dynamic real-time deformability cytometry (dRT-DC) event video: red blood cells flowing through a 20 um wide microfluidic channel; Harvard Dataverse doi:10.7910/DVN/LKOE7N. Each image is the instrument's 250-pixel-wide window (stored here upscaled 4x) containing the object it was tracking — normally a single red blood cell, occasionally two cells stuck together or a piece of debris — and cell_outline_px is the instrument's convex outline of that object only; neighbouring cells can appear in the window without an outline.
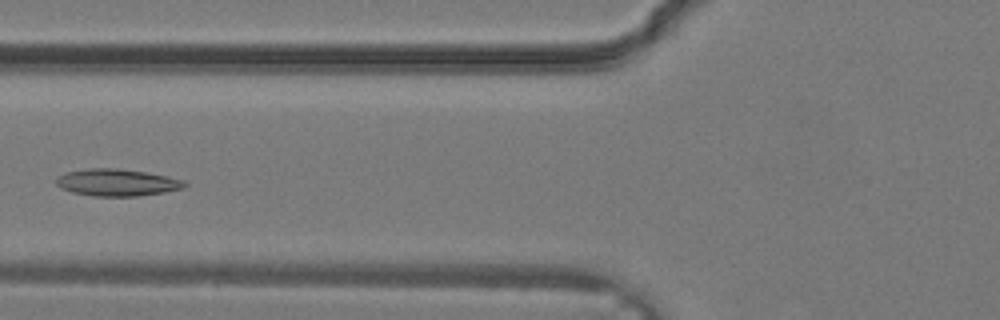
{"species": "common noctule bat (a hibernating species)", "species_latin": "Nyctalus noctula", "temperature_condition": "warm", "stored_images_in_passage": 25, "camera_frame_rate_fps": 3000, "um_per_image_px": 0.085, "animal": {"sex": "male", "body_mass_g": 19.2, "forearm_length_mm": 51.8}, "frame": {"image": 1, "passage_image": 7, "time_ms": 2.0, "image_size_px": [1000, 320], "cell_outline_px": [[188, 184], [184, 188], [164, 192], [136, 196], [92, 196], [72, 192], [60, 188], [56, 184], [56, 180], [60, 176], [68, 172], [88, 168], [116, 168], [144, 172], [184, 180]], "centroid_in_image_um": [9.94, 15.52], "position_along_channel_um": 115.9, "area_um2": 20.0}}
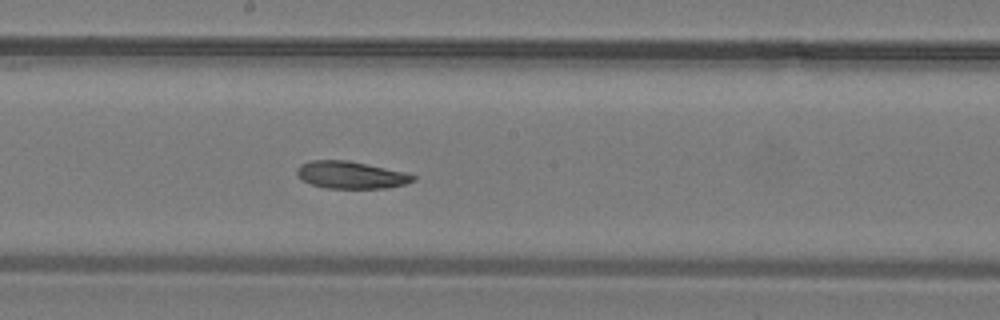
{"frame": {"image": 2, "passage_image": 12, "time_ms": 3.667, "image_size_px": [1000, 320], "cell_outline_px": [[416, 180], [404, 184], [384, 188], [324, 188], [312, 184], [304, 180], [296, 172], [296, 168], [300, 164], [312, 160], [348, 160], [404, 172], [416, 176]], "centroid_in_image_um": [29.82, 14.86], "position_along_channel_um": 218.4, "area_um2": 18.26}}
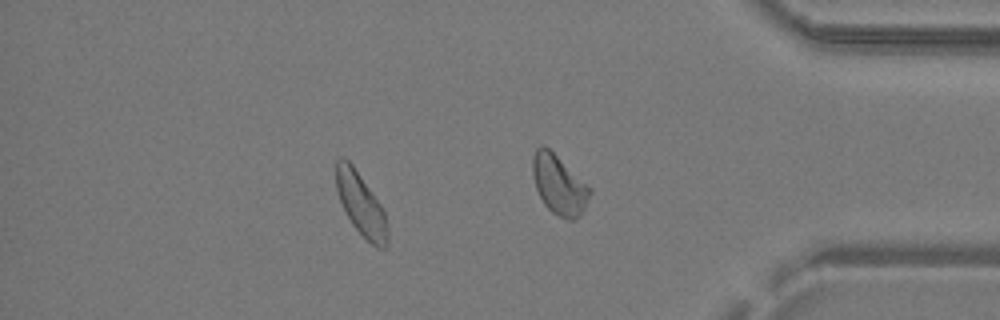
{"frame": {"image": 3, "passage_image": 21, "time_ms": 6.667, "image_size_px": [1000, 320], "cell_outline_px": [[388, 244], [384, 248], [376, 248], [352, 224], [340, 200], [336, 188], [336, 160], [340, 156], [344, 156], [352, 164], [380, 204], [384, 212], [388, 228]], "centroid_in_image_um": [30.68, 17.35], "position_along_channel_um": 404.5, "area_um2": 18.44}}